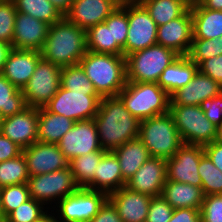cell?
<instances>
[{
    "label": "cell",
    "instance_id": "cell-21",
    "mask_svg": "<svg viewBox=\"0 0 222 222\" xmlns=\"http://www.w3.org/2000/svg\"><path fill=\"white\" fill-rule=\"evenodd\" d=\"M116 8L110 0H74L64 17L87 31L90 27L103 23Z\"/></svg>",
    "mask_w": 222,
    "mask_h": 222
},
{
    "label": "cell",
    "instance_id": "cell-16",
    "mask_svg": "<svg viewBox=\"0 0 222 222\" xmlns=\"http://www.w3.org/2000/svg\"><path fill=\"white\" fill-rule=\"evenodd\" d=\"M22 153L27 161L30 176L69 168L70 161L63 155L58 144L36 141L22 149Z\"/></svg>",
    "mask_w": 222,
    "mask_h": 222
},
{
    "label": "cell",
    "instance_id": "cell-27",
    "mask_svg": "<svg viewBox=\"0 0 222 222\" xmlns=\"http://www.w3.org/2000/svg\"><path fill=\"white\" fill-rule=\"evenodd\" d=\"M117 157L123 179L127 182L150 158L147 147L137 137L112 151Z\"/></svg>",
    "mask_w": 222,
    "mask_h": 222
},
{
    "label": "cell",
    "instance_id": "cell-13",
    "mask_svg": "<svg viewBox=\"0 0 222 222\" xmlns=\"http://www.w3.org/2000/svg\"><path fill=\"white\" fill-rule=\"evenodd\" d=\"M204 146L183 144L172 158L166 160L167 180L201 187L198 167Z\"/></svg>",
    "mask_w": 222,
    "mask_h": 222
},
{
    "label": "cell",
    "instance_id": "cell-36",
    "mask_svg": "<svg viewBox=\"0 0 222 222\" xmlns=\"http://www.w3.org/2000/svg\"><path fill=\"white\" fill-rule=\"evenodd\" d=\"M198 172L202 180L201 188L205 196L222 194V172L205 153L201 156Z\"/></svg>",
    "mask_w": 222,
    "mask_h": 222
},
{
    "label": "cell",
    "instance_id": "cell-17",
    "mask_svg": "<svg viewBox=\"0 0 222 222\" xmlns=\"http://www.w3.org/2000/svg\"><path fill=\"white\" fill-rule=\"evenodd\" d=\"M166 180V159L150 156L137 172L127 180L125 187L151 197L161 196Z\"/></svg>",
    "mask_w": 222,
    "mask_h": 222
},
{
    "label": "cell",
    "instance_id": "cell-40",
    "mask_svg": "<svg viewBox=\"0 0 222 222\" xmlns=\"http://www.w3.org/2000/svg\"><path fill=\"white\" fill-rule=\"evenodd\" d=\"M44 205L32 198L13 210L5 222H38L48 210L43 211Z\"/></svg>",
    "mask_w": 222,
    "mask_h": 222
},
{
    "label": "cell",
    "instance_id": "cell-49",
    "mask_svg": "<svg viewBox=\"0 0 222 222\" xmlns=\"http://www.w3.org/2000/svg\"><path fill=\"white\" fill-rule=\"evenodd\" d=\"M169 222H201V212L192 208L174 209Z\"/></svg>",
    "mask_w": 222,
    "mask_h": 222
},
{
    "label": "cell",
    "instance_id": "cell-51",
    "mask_svg": "<svg viewBox=\"0 0 222 222\" xmlns=\"http://www.w3.org/2000/svg\"><path fill=\"white\" fill-rule=\"evenodd\" d=\"M58 12L64 17L71 8L74 0H49Z\"/></svg>",
    "mask_w": 222,
    "mask_h": 222
},
{
    "label": "cell",
    "instance_id": "cell-15",
    "mask_svg": "<svg viewBox=\"0 0 222 222\" xmlns=\"http://www.w3.org/2000/svg\"><path fill=\"white\" fill-rule=\"evenodd\" d=\"M0 132L25 149L38 141V108L27 106L21 112L2 118Z\"/></svg>",
    "mask_w": 222,
    "mask_h": 222
},
{
    "label": "cell",
    "instance_id": "cell-58",
    "mask_svg": "<svg viewBox=\"0 0 222 222\" xmlns=\"http://www.w3.org/2000/svg\"><path fill=\"white\" fill-rule=\"evenodd\" d=\"M0 219H3L2 207H1V192H0Z\"/></svg>",
    "mask_w": 222,
    "mask_h": 222
},
{
    "label": "cell",
    "instance_id": "cell-34",
    "mask_svg": "<svg viewBox=\"0 0 222 222\" xmlns=\"http://www.w3.org/2000/svg\"><path fill=\"white\" fill-rule=\"evenodd\" d=\"M25 104L22 90L16 88L0 73V115L2 118L21 112Z\"/></svg>",
    "mask_w": 222,
    "mask_h": 222
},
{
    "label": "cell",
    "instance_id": "cell-59",
    "mask_svg": "<svg viewBox=\"0 0 222 222\" xmlns=\"http://www.w3.org/2000/svg\"><path fill=\"white\" fill-rule=\"evenodd\" d=\"M1 122H2V117H1V115H0V126H1Z\"/></svg>",
    "mask_w": 222,
    "mask_h": 222
},
{
    "label": "cell",
    "instance_id": "cell-18",
    "mask_svg": "<svg viewBox=\"0 0 222 222\" xmlns=\"http://www.w3.org/2000/svg\"><path fill=\"white\" fill-rule=\"evenodd\" d=\"M193 39V20L190 8L180 17L157 28V44L187 55Z\"/></svg>",
    "mask_w": 222,
    "mask_h": 222
},
{
    "label": "cell",
    "instance_id": "cell-42",
    "mask_svg": "<svg viewBox=\"0 0 222 222\" xmlns=\"http://www.w3.org/2000/svg\"><path fill=\"white\" fill-rule=\"evenodd\" d=\"M16 14L12 0L0 2V41L12 44Z\"/></svg>",
    "mask_w": 222,
    "mask_h": 222
},
{
    "label": "cell",
    "instance_id": "cell-33",
    "mask_svg": "<svg viewBox=\"0 0 222 222\" xmlns=\"http://www.w3.org/2000/svg\"><path fill=\"white\" fill-rule=\"evenodd\" d=\"M17 12L31 15L49 25L60 21L63 16L49 0H12Z\"/></svg>",
    "mask_w": 222,
    "mask_h": 222
},
{
    "label": "cell",
    "instance_id": "cell-56",
    "mask_svg": "<svg viewBox=\"0 0 222 222\" xmlns=\"http://www.w3.org/2000/svg\"><path fill=\"white\" fill-rule=\"evenodd\" d=\"M38 222H59L57 218H55V215L52 216L49 213L43 216Z\"/></svg>",
    "mask_w": 222,
    "mask_h": 222
},
{
    "label": "cell",
    "instance_id": "cell-1",
    "mask_svg": "<svg viewBox=\"0 0 222 222\" xmlns=\"http://www.w3.org/2000/svg\"><path fill=\"white\" fill-rule=\"evenodd\" d=\"M94 121L105 151H113L139 137L141 121L125 108L119 96L101 98Z\"/></svg>",
    "mask_w": 222,
    "mask_h": 222
},
{
    "label": "cell",
    "instance_id": "cell-26",
    "mask_svg": "<svg viewBox=\"0 0 222 222\" xmlns=\"http://www.w3.org/2000/svg\"><path fill=\"white\" fill-rule=\"evenodd\" d=\"M197 71L198 66L187 55H180L163 70L157 84L171 95L188 85Z\"/></svg>",
    "mask_w": 222,
    "mask_h": 222
},
{
    "label": "cell",
    "instance_id": "cell-10",
    "mask_svg": "<svg viewBox=\"0 0 222 222\" xmlns=\"http://www.w3.org/2000/svg\"><path fill=\"white\" fill-rule=\"evenodd\" d=\"M27 184L30 198L43 205L52 203L58 198L57 201L59 202L79 188L75 183L70 167L47 174L30 176Z\"/></svg>",
    "mask_w": 222,
    "mask_h": 222
},
{
    "label": "cell",
    "instance_id": "cell-55",
    "mask_svg": "<svg viewBox=\"0 0 222 222\" xmlns=\"http://www.w3.org/2000/svg\"><path fill=\"white\" fill-rule=\"evenodd\" d=\"M112 3H114L117 7H123L127 4L133 3L136 0H110Z\"/></svg>",
    "mask_w": 222,
    "mask_h": 222
},
{
    "label": "cell",
    "instance_id": "cell-50",
    "mask_svg": "<svg viewBox=\"0 0 222 222\" xmlns=\"http://www.w3.org/2000/svg\"><path fill=\"white\" fill-rule=\"evenodd\" d=\"M204 153L212 163L222 172V144L216 141L204 146Z\"/></svg>",
    "mask_w": 222,
    "mask_h": 222
},
{
    "label": "cell",
    "instance_id": "cell-14",
    "mask_svg": "<svg viewBox=\"0 0 222 222\" xmlns=\"http://www.w3.org/2000/svg\"><path fill=\"white\" fill-rule=\"evenodd\" d=\"M57 144L69 161L94 151H105L100 145L94 119L75 122Z\"/></svg>",
    "mask_w": 222,
    "mask_h": 222
},
{
    "label": "cell",
    "instance_id": "cell-45",
    "mask_svg": "<svg viewBox=\"0 0 222 222\" xmlns=\"http://www.w3.org/2000/svg\"><path fill=\"white\" fill-rule=\"evenodd\" d=\"M206 118L214 125L218 126L222 122V93L218 96L206 99L200 104Z\"/></svg>",
    "mask_w": 222,
    "mask_h": 222
},
{
    "label": "cell",
    "instance_id": "cell-9",
    "mask_svg": "<svg viewBox=\"0 0 222 222\" xmlns=\"http://www.w3.org/2000/svg\"><path fill=\"white\" fill-rule=\"evenodd\" d=\"M61 80V67L40 58L34 73L22 89L27 106L44 107L58 92Z\"/></svg>",
    "mask_w": 222,
    "mask_h": 222
},
{
    "label": "cell",
    "instance_id": "cell-11",
    "mask_svg": "<svg viewBox=\"0 0 222 222\" xmlns=\"http://www.w3.org/2000/svg\"><path fill=\"white\" fill-rule=\"evenodd\" d=\"M107 200L106 192L79 187L58 202L57 217L62 219L59 222H89Z\"/></svg>",
    "mask_w": 222,
    "mask_h": 222
},
{
    "label": "cell",
    "instance_id": "cell-6",
    "mask_svg": "<svg viewBox=\"0 0 222 222\" xmlns=\"http://www.w3.org/2000/svg\"><path fill=\"white\" fill-rule=\"evenodd\" d=\"M180 55L159 44L126 56L127 82L157 83L163 70Z\"/></svg>",
    "mask_w": 222,
    "mask_h": 222
},
{
    "label": "cell",
    "instance_id": "cell-53",
    "mask_svg": "<svg viewBox=\"0 0 222 222\" xmlns=\"http://www.w3.org/2000/svg\"><path fill=\"white\" fill-rule=\"evenodd\" d=\"M200 4L206 9L222 11V0H201Z\"/></svg>",
    "mask_w": 222,
    "mask_h": 222
},
{
    "label": "cell",
    "instance_id": "cell-37",
    "mask_svg": "<svg viewBox=\"0 0 222 222\" xmlns=\"http://www.w3.org/2000/svg\"><path fill=\"white\" fill-rule=\"evenodd\" d=\"M61 87L74 92H96L93 83L85 75L80 64L61 68Z\"/></svg>",
    "mask_w": 222,
    "mask_h": 222
},
{
    "label": "cell",
    "instance_id": "cell-19",
    "mask_svg": "<svg viewBox=\"0 0 222 222\" xmlns=\"http://www.w3.org/2000/svg\"><path fill=\"white\" fill-rule=\"evenodd\" d=\"M49 24L31 15L17 12L14 24L12 48L41 51L49 30Z\"/></svg>",
    "mask_w": 222,
    "mask_h": 222
},
{
    "label": "cell",
    "instance_id": "cell-25",
    "mask_svg": "<svg viewBox=\"0 0 222 222\" xmlns=\"http://www.w3.org/2000/svg\"><path fill=\"white\" fill-rule=\"evenodd\" d=\"M161 196L173 209L192 208L201 210L205 195L201 187L166 180Z\"/></svg>",
    "mask_w": 222,
    "mask_h": 222
},
{
    "label": "cell",
    "instance_id": "cell-7",
    "mask_svg": "<svg viewBox=\"0 0 222 222\" xmlns=\"http://www.w3.org/2000/svg\"><path fill=\"white\" fill-rule=\"evenodd\" d=\"M168 113L183 143L205 146L215 141L216 126L206 118L200 106L170 105Z\"/></svg>",
    "mask_w": 222,
    "mask_h": 222
},
{
    "label": "cell",
    "instance_id": "cell-43",
    "mask_svg": "<svg viewBox=\"0 0 222 222\" xmlns=\"http://www.w3.org/2000/svg\"><path fill=\"white\" fill-rule=\"evenodd\" d=\"M200 212L201 222H222V195L204 196Z\"/></svg>",
    "mask_w": 222,
    "mask_h": 222
},
{
    "label": "cell",
    "instance_id": "cell-4",
    "mask_svg": "<svg viewBox=\"0 0 222 222\" xmlns=\"http://www.w3.org/2000/svg\"><path fill=\"white\" fill-rule=\"evenodd\" d=\"M118 96L140 121L169 112L170 95L157 83L127 82Z\"/></svg>",
    "mask_w": 222,
    "mask_h": 222
},
{
    "label": "cell",
    "instance_id": "cell-47",
    "mask_svg": "<svg viewBox=\"0 0 222 222\" xmlns=\"http://www.w3.org/2000/svg\"><path fill=\"white\" fill-rule=\"evenodd\" d=\"M22 154V148L0 132V162L14 159Z\"/></svg>",
    "mask_w": 222,
    "mask_h": 222
},
{
    "label": "cell",
    "instance_id": "cell-8",
    "mask_svg": "<svg viewBox=\"0 0 222 222\" xmlns=\"http://www.w3.org/2000/svg\"><path fill=\"white\" fill-rule=\"evenodd\" d=\"M100 99L96 92H74L60 86L58 92L44 107L49 112L77 122L94 119Z\"/></svg>",
    "mask_w": 222,
    "mask_h": 222
},
{
    "label": "cell",
    "instance_id": "cell-12",
    "mask_svg": "<svg viewBox=\"0 0 222 222\" xmlns=\"http://www.w3.org/2000/svg\"><path fill=\"white\" fill-rule=\"evenodd\" d=\"M128 32L123 56L157 44V24L147 10L136 0L127 4Z\"/></svg>",
    "mask_w": 222,
    "mask_h": 222
},
{
    "label": "cell",
    "instance_id": "cell-23",
    "mask_svg": "<svg viewBox=\"0 0 222 222\" xmlns=\"http://www.w3.org/2000/svg\"><path fill=\"white\" fill-rule=\"evenodd\" d=\"M40 58V51L12 49L1 74L16 88L22 90L33 75Z\"/></svg>",
    "mask_w": 222,
    "mask_h": 222
},
{
    "label": "cell",
    "instance_id": "cell-48",
    "mask_svg": "<svg viewBox=\"0 0 222 222\" xmlns=\"http://www.w3.org/2000/svg\"><path fill=\"white\" fill-rule=\"evenodd\" d=\"M89 222H122L113 204L107 200Z\"/></svg>",
    "mask_w": 222,
    "mask_h": 222
},
{
    "label": "cell",
    "instance_id": "cell-46",
    "mask_svg": "<svg viewBox=\"0 0 222 222\" xmlns=\"http://www.w3.org/2000/svg\"><path fill=\"white\" fill-rule=\"evenodd\" d=\"M198 70L217 81L222 86V54L217 57H212L204 60L199 66Z\"/></svg>",
    "mask_w": 222,
    "mask_h": 222
},
{
    "label": "cell",
    "instance_id": "cell-28",
    "mask_svg": "<svg viewBox=\"0 0 222 222\" xmlns=\"http://www.w3.org/2000/svg\"><path fill=\"white\" fill-rule=\"evenodd\" d=\"M75 124L63 115L49 112L45 107L38 108V141L57 144Z\"/></svg>",
    "mask_w": 222,
    "mask_h": 222
},
{
    "label": "cell",
    "instance_id": "cell-22",
    "mask_svg": "<svg viewBox=\"0 0 222 222\" xmlns=\"http://www.w3.org/2000/svg\"><path fill=\"white\" fill-rule=\"evenodd\" d=\"M222 86L199 70L192 81L170 95V105L200 106L206 99L218 96Z\"/></svg>",
    "mask_w": 222,
    "mask_h": 222
},
{
    "label": "cell",
    "instance_id": "cell-3",
    "mask_svg": "<svg viewBox=\"0 0 222 222\" xmlns=\"http://www.w3.org/2000/svg\"><path fill=\"white\" fill-rule=\"evenodd\" d=\"M79 64L101 98L118 96L127 83L126 57L123 55L87 50Z\"/></svg>",
    "mask_w": 222,
    "mask_h": 222
},
{
    "label": "cell",
    "instance_id": "cell-57",
    "mask_svg": "<svg viewBox=\"0 0 222 222\" xmlns=\"http://www.w3.org/2000/svg\"><path fill=\"white\" fill-rule=\"evenodd\" d=\"M181 1H183L189 7H193L198 3H200L201 0H181Z\"/></svg>",
    "mask_w": 222,
    "mask_h": 222
},
{
    "label": "cell",
    "instance_id": "cell-31",
    "mask_svg": "<svg viewBox=\"0 0 222 222\" xmlns=\"http://www.w3.org/2000/svg\"><path fill=\"white\" fill-rule=\"evenodd\" d=\"M87 50L94 53L123 55V48L113 42L111 25L104 22L90 27L86 31Z\"/></svg>",
    "mask_w": 222,
    "mask_h": 222
},
{
    "label": "cell",
    "instance_id": "cell-30",
    "mask_svg": "<svg viewBox=\"0 0 222 222\" xmlns=\"http://www.w3.org/2000/svg\"><path fill=\"white\" fill-rule=\"evenodd\" d=\"M157 26L182 16L190 7L181 0H137Z\"/></svg>",
    "mask_w": 222,
    "mask_h": 222
},
{
    "label": "cell",
    "instance_id": "cell-24",
    "mask_svg": "<svg viewBox=\"0 0 222 222\" xmlns=\"http://www.w3.org/2000/svg\"><path fill=\"white\" fill-rule=\"evenodd\" d=\"M125 185L117 157L112 151H107L98 163L94 178L84 188L110 194Z\"/></svg>",
    "mask_w": 222,
    "mask_h": 222
},
{
    "label": "cell",
    "instance_id": "cell-2",
    "mask_svg": "<svg viewBox=\"0 0 222 222\" xmlns=\"http://www.w3.org/2000/svg\"><path fill=\"white\" fill-rule=\"evenodd\" d=\"M87 52L86 30L63 17L49 26L41 57L62 67L79 64Z\"/></svg>",
    "mask_w": 222,
    "mask_h": 222
},
{
    "label": "cell",
    "instance_id": "cell-5",
    "mask_svg": "<svg viewBox=\"0 0 222 222\" xmlns=\"http://www.w3.org/2000/svg\"><path fill=\"white\" fill-rule=\"evenodd\" d=\"M139 138L151 157L169 159L184 144L169 113L142 120Z\"/></svg>",
    "mask_w": 222,
    "mask_h": 222
},
{
    "label": "cell",
    "instance_id": "cell-39",
    "mask_svg": "<svg viewBox=\"0 0 222 222\" xmlns=\"http://www.w3.org/2000/svg\"><path fill=\"white\" fill-rule=\"evenodd\" d=\"M222 54V36L213 39H192L187 57L199 66L204 60Z\"/></svg>",
    "mask_w": 222,
    "mask_h": 222
},
{
    "label": "cell",
    "instance_id": "cell-32",
    "mask_svg": "<svg viewBox=\"0 0 222 222\" xmlns=\"http://www.w3.org/2000/svg\"><path fill=\"white\" fill-rule=\"evenodd\" d=\"M107 151H94L77 156L69 163L75 183L79 187H85L93 178L98 168V163Z\"/></svg>",
    "mask_w": 222,
    "mask_h": 222
},
{
    "label": "cell",
    "instance_id": "cell-38",
    "mask_svg": "<svg viewBox=\"0 0 222 222\" xmlns=\"http://www.w3.org/2000/svg\"><path fill=\"white\" fill-rule=\"evenodd\" d=\"M3 219L13 210L30 199L27 183L14 184L0 188Z\"/></svg>",
    "mask_w": 222,
    "mask_h": 222
},
{
    "label": "cell",
    "instance_id": "cell-29",
    "mask_svg": "<svg viewBox=\"0 0 222 222\" xmlns=\"http://www.w3.org/2000/svg\"><path fill=\"white\" fill-rule=\"evenodd\" d=\"M193 39H213L222 36V11L204 8L200 3L190 7Z\"/></svg>",
    "mask_w": 222,
    "mask_h": 222
},
{
    "label": "cell",
    "instance_id": "cell-35",
    "mask_svg": "<svg viewBox=\"0 0 222 222\" xmlns=\"http://www.w3.org/2000/svg\"><path fill=\"white\" fill-rule=\"evenodd\" d=\"M30 175L25 156L0 162V188L14 184L27 183Z\"/></svg>",
    "mask_w": 222,
    "mask_h": 222
},
{
    "label": "cell",
    "instance_id": "cell-41",
    "mask_svg": "<svg viewBox=\"0 0 222 222\" xmlns=\"http://www.w3.org/2000/svg\"><path fill=\"white\" fill-rule=\"evenodd\" d=\"M104 23L106 25H111L113 42H117L122 48H124L129 27L127 5L117 7Z\"/></svg>",
    "mask_w": 222,
    "mask_h": 222
},
{
    "label": "cell",
    "instance_id": "cell-52",
    "mask_svg": "<svg viewBox=\"0 0 222 222\" xmlns=\"http://www.w3.org/2000/svg\"><path fill=\"white\" fill-rule=\"evenodd\" d=\"M12 49V44L0 41V73H2L7 57Z\"/></svg>",
    "mask_w": 222,
    "mask_h": 222
},
{
    "label": "cell",
    "instance_id": "cell-44",
    "mask_svg": "<svg viewBox=\"0 0 222 222\" xmlns=\"http://www.w3.org/2000/svg\"><path fill=\"white\" fill-rule=\"evenodd\" d=\"M173 210L171 205L162 196L152 197L146 222H169Z\"/></svg>",
    "mask_w": 222,
    "mask_h": 222
},
{
    "label": "cell",
    "instance_id": "cell-20",
    "mask_svg": "<svg viewBox=\"0 0 222 222\" xmlns=\"http://www.w3.org/2000/svg\"><path fill=\"white\" fill-rule=\"evenodd\" d=\"M151 196L121 187L108 194L122 222H146Z\"/></svg>",
    "mask_w": 222,
    "mask_h": 222
},
{
    "label": "cell",
    "instance_id": "cell-54",
    "mask_svg": "<svg viewBox=\"0 0 222 222\" xmlns=\"http://www.w3.org/2000/svg\"><path fill=\"white\" fill-rule=\"evenodd\" d=\"M215 141L222 144V122L216 127Z\"/></svg>",
    "mask_w": 222,
    "mask_h": 222
}]
</instances>
